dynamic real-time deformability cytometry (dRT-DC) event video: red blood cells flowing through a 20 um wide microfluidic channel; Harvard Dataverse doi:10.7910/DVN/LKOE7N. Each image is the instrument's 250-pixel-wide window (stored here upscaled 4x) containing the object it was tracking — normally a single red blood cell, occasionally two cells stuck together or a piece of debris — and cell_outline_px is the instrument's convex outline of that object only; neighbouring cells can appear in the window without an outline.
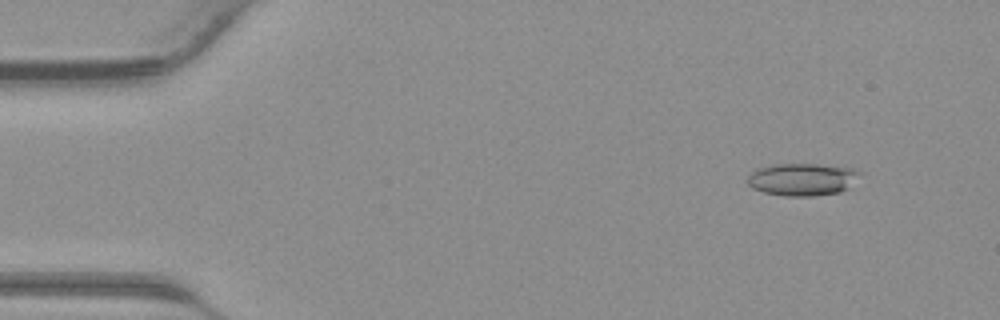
{"species": "common noctule bat (a hibernating species)", "species_latin": "Nyctalus noctula", "temperature_condition": "warm", "stored_images_in_passage": 41, "camera_frame_rate_fps": 3000, "um_per_image_px": 0.085, "animal": {"sex": "male", "body_mass_g": 23.1, "forearm_length_mm": 52.7}, "frame": {"image": 1, "passage_image": 4, "time_ms": 1.0, "image_size_px": [1000, 320], "cell_outline_px": [[864, 172], [848, 188], [840, 192], [812, 196], [784, 196], [764, 192], [752, 188], [748, 184], [748, 176], [756, 168], [772, 164], [816, 164], [856, 168]], "centroid_in_image_um": [68.23, 15.24], "position_along_channel_um": 16.8, "area_um2": 21.5}}
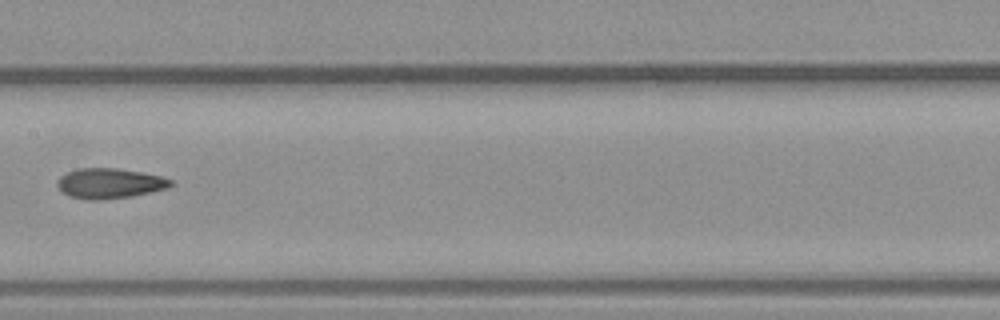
{"frame": {"image": 2, "passage_image": 21, "time_ms": 6.667, "image_size_px": [1000, 320], "cell_outline_px": [[172, 184], [168, 188], [132, 196], [100, 200], [88, 200], [68, 196], [60, 192], [56, 184], [60, 176], [68, 172], [80, 168], [116, 168], [140, 172], [160, 176], [172, 180]], "centroid_in_image_um": [9.27, 15.59], "position_along_channel_um": 198.1, "area_um2": 19.94}}
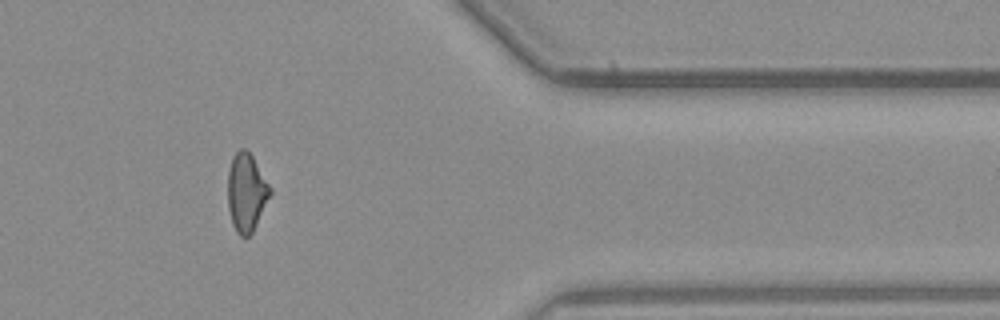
{"frame": {"image": 3, "passage_image": 34, "time_ms": 11.0, "image_size_px": [1000, 320], "cell_outline_px": [[272, 192], [252, 232], [248, 236], [240, 236], [236, 232], [232, 224], [228, 208], [228, 172], [232, 156], [240, 148], [244, 148], [252, 156], [272, 188]], "centroid_in_image_um": [20.93, 16.34], "position_along_channel_um": 390.5, "area_um2": 19.19}}